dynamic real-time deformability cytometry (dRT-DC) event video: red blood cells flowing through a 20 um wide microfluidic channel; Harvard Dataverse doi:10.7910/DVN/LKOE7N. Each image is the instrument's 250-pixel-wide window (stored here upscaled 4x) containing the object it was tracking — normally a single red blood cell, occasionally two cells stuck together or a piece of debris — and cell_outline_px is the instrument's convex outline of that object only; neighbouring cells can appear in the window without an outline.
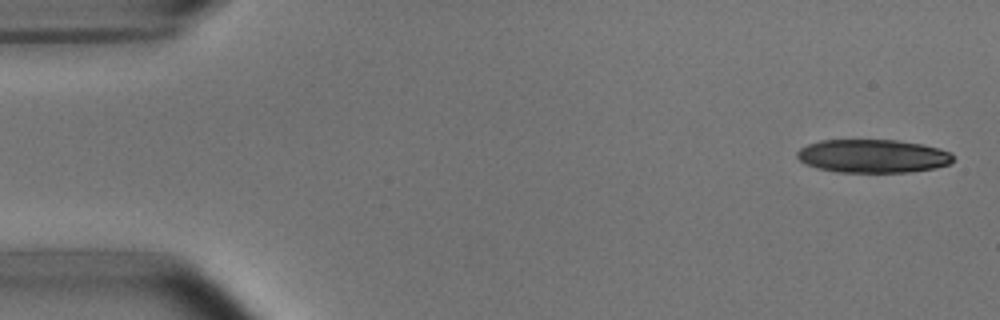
{"species": "common noctule bat (a hibernating species)", "species_latin": "Nyctalus noctula", "temperature_condition": "room temperature", "stored_images_in_passage": 4, "camera_frame_rate_fps": 3000, "um_per_image_px": 0.085, "animal": {"sex": "male", "body_mass_g": 15.6}, "frame": {"image": 1, "passage_image": 1, "time_ms": 0.0, "image_size_px": [1000, 320], "cell_outline_px": [[952, 160], [948, 164], [936, 168], [908, 172], [840, 172], [816, 168], [800, 160], [796, 156], [796, 152], [800, 148], [808, 144], [820, 140], [896, 140], [920, 144], [940, 148], [952, 152]], "centroid_in_image_um": [74.19, 13.26], "position_along_channel_um": 10.8, "area_um2": 30.29}}